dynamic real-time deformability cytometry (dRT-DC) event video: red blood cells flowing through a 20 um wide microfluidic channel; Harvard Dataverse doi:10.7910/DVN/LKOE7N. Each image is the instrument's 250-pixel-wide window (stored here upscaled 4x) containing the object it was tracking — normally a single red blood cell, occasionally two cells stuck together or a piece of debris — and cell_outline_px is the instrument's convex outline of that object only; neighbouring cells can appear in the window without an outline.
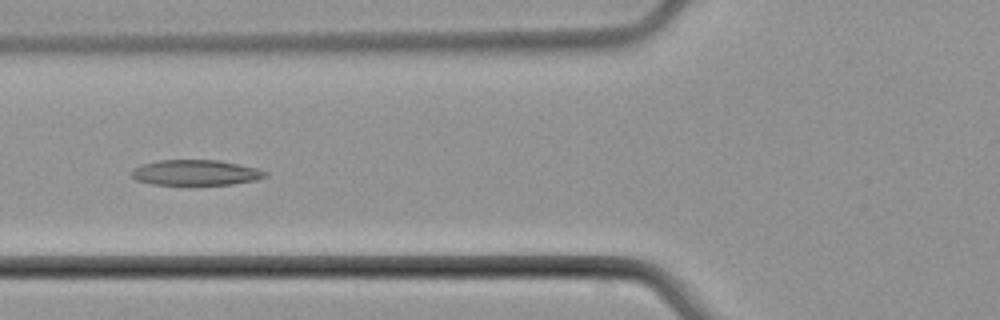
{"species": "common noctule bat (a hibernating species)", "species_latin": "Nyctalus noctula", "temperature_condition": "cold", "stored_images_in_passage": 7, "camera_frame_rate_fps": 3000, "um_per_image_px": 0.085, "animal": {"sex": "male", "body_mass_g": 21.5, "forearm_length_mm": 52.0}, "frame": {"image": 1, "passage_image": 5, "time_ms": 5.0, "image_size_px": [1000, 320], "cell_outline_px": [[268, 176], [256, 180], [232, 184], [192, 188], [152, 184], [136, 180], [132, 176], [132, 168], [140, 164], [160, 160], [220, 160], [256, 168], [268, 172]], "centroid_in_image_um": [16.61, 14.72], "position_along_channel_um": 109.2, "area_um2": 20.92}}
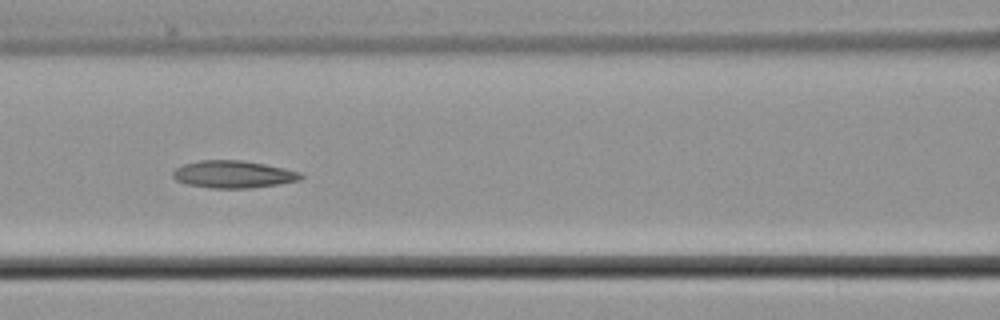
{"frame": {"image": 2, "passage_image": 6, "time_ms": 6.0, "image_size_px": [1000, 320], "cell_outline_px": [[304, 176], [300, 180], [280, 184], [252, 188], [212, 188], [188, 184], [176, 180], [172, 176], [172, 172], [176, 168], [184, 164], [200, 160], [240, 160], [264, 164], [284, 168], [300, 172]], "centroid_in_image_um": [19.84, 14.82], "position_along_channel_um": 146.8, "area_um2": 20.35}}
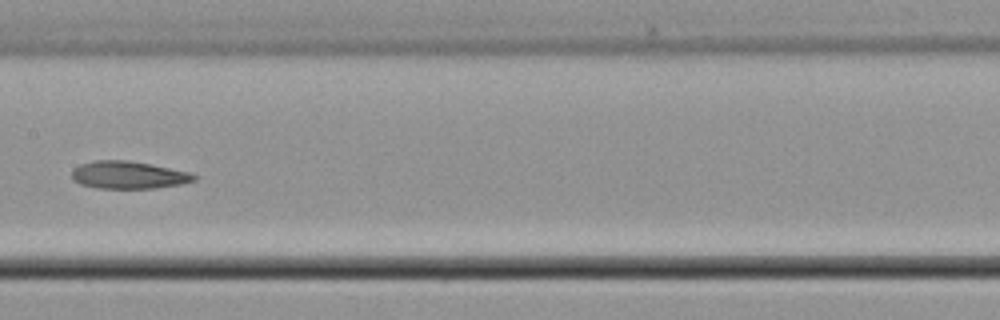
{"frame": {"image": 3, "passage_image": 7, "time_ms": 7.333, "image_size_px": [1000, 320], "cell_outline_px": [[196, 180], [180, 184], [156, 188], [96, 188], [80, 184], [72, 180], [72, 168], [80, 164], [92, 160], [128, 160], [188, 172], [196, 176]], "centroid_in_image_um": [10.84, 14.87], "position_along_channel_um": 196.6, "area_um2": 19.54}}